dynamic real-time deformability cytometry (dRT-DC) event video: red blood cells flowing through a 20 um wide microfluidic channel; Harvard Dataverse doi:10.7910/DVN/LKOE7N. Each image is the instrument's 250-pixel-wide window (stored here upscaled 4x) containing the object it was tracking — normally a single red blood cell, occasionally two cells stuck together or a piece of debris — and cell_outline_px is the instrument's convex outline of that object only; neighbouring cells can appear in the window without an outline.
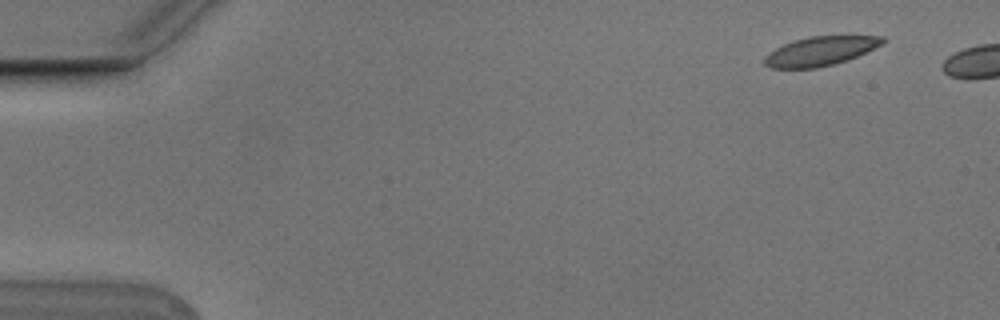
{"species": "Egyptian fruit bat (a non-hibernating species)", "species_latin": "Rousettus aegyptiacus", "temperature_condition": "cold", "stored_images_in_passage": 10, "camera_frame_rate_fps": 3000, "um_per_image_px": 0.085, "animal": {"sex": "male"}, "frame": {"image": 1, "passage_image": 1, "time_ms": 0.0, "image_size_px": [1000, 320], "cell_outline_px": [[884, 40], [880, 44], [848, 60], [816, 68], [772, 68], [764, 64], [764, 56], [768, 52], [792, 40], [808, 36], [884, 36]], "centroid_in_image_um": [69.65, 4.34], "position_along_channel_um": 15.3, "area_um2": 19.77}}
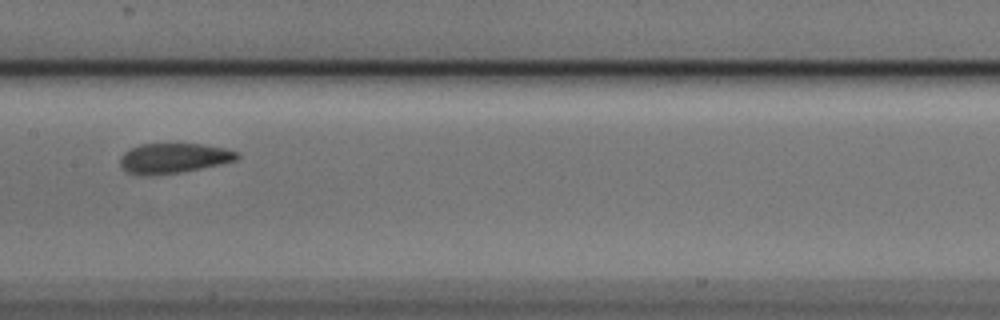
{"frame": {"image": 2, "passage_image": 7, "time_ms": 2.0, "image_size_px": [1000, 320], "cell_outline_px": [[240, 156], [236, 160], [220, 164], [180, 172], [148, 176], [140, 176], [128, 172], [120, 168], [120, 156], [124, 152], [140, 144], [200, 144], [224, 148], [236, 152]], "centroid_in_image_um": [14.7, 13.46], "position_along_channel_um": 192.7, "area_um2": 20.4}}
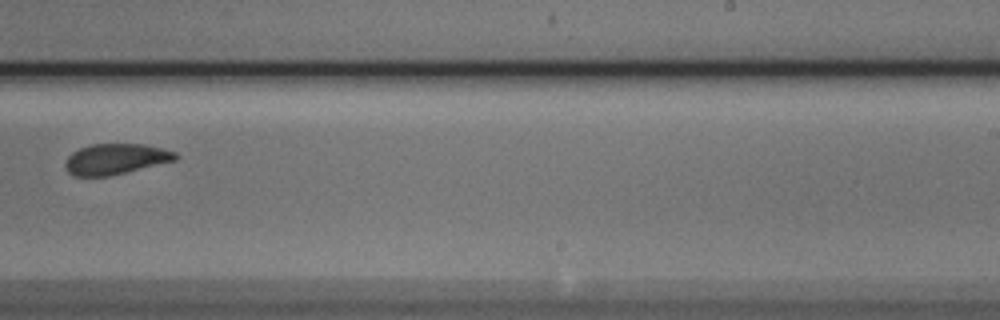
{"frame": {"image": 3, "passage_image": 9, "time_ms": 2.667, "image_size_px": [1000, 320], "cell_outline_px": [[180, 156], [176, 160], [108, 176], [72, 176], [64, 168], [64, 164], [68, 156], [72, 152], [80, 148], [92, 144], [144, 144], [176, 152]], "centroid_in_image_um": [9.8, 13.52], "position_along_channel_um": 279.2, "area_um2": 19.65}}